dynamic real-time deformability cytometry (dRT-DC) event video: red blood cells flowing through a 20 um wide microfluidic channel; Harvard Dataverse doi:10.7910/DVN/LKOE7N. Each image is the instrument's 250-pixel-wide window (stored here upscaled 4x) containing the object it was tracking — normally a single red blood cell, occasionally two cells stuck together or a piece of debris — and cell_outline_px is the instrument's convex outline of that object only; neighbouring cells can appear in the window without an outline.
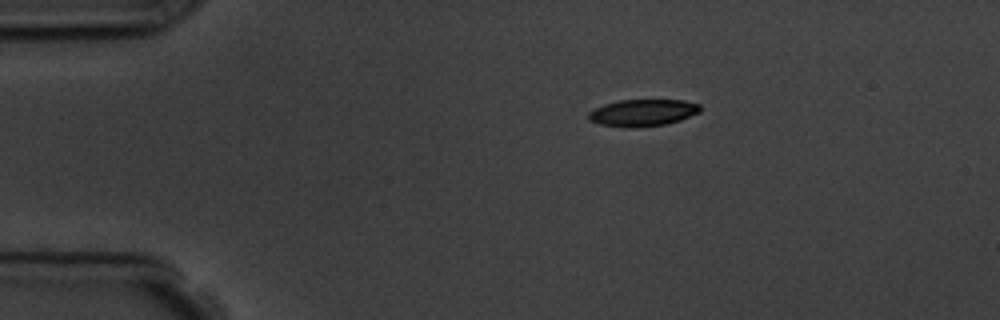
{"species": "common noctule bat (a hibernating species)", "species_latin": "Nyctalus noctula", "temperature_condition": "room temperature", "stored_images_in_passage": 5, "camera_frame_rate_fps": 3000, "um_per_image_px": 0.085, "animal": {"sex": "male", "body_mass_g": 19.5, "forearm_length_mm": 54.6}, "frame": {"image": 1, "passage_image": 5, "time_ms": 5.667, "image_size_px": [1000, 320], "cell_outline_px": [[700, 112], [680, 120], [668, 124], [636, 128], [624, 128], [600, 124], [588, 120], [588, 112], [604, 104], [620, 100], [684, 100], [700, 104]], "centroid_in_image_um": [54.63, 9.59], "position_along_channel_um": 30.4, "area_um2": 17.69}}